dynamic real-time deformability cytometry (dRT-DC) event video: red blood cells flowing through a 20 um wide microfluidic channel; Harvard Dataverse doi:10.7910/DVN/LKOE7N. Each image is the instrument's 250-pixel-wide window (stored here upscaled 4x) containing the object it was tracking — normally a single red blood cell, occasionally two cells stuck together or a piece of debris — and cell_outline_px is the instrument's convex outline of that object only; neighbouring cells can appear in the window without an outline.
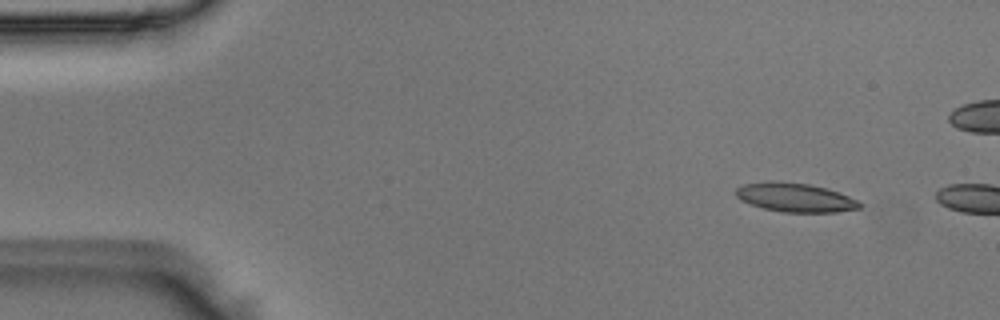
{"species": "Egyptian fruit bat (a non-hibernating species)", "species_latin": "Rousettus aegyptiacus", "temperature_condition": "room temperature", "stored_images_in_passage": 4, "camera_frame_rate_fps": 3000, "um_per_image_px": 0.085, "animal": {"sex": "male"}, "frame": {"image": 1, "passage_image": 1, "time_ms": 0.0, "image_size_px": [1000, 320], "cell_outline_px": [[860, 208], [836, 212], [784, 212], [764, 208], [740, 200], [736, 196], [736, 188], [744, 184], [768, 180], [776, 180], [808, 184], [828, 188], [840, 192], [860, 200]], "centroid_in_image_um": [67.61, 16.76], "position_along_channel_um": 17.4, "area_um2": 21.04}}